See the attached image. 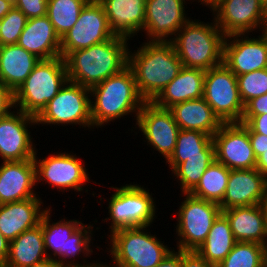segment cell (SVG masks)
I'll return each instance as SVG.
<instances>
[{
  "instance_id": "cell-34",
  "label": "cell",
  "mask_w": 267,
  "mask_h": 267,
  "mask_svg": "<svg viewBox=\"0 0 267 267\" xmlns=\"http://www.w3.org/2000/svg\"><path fill=\"white\" fill-rule=\"evenodd\" d=\"M85 0H48L47 16L60 38L77 22Z\"/></svg>"
},
{
  "instance_id": "cell-20",
  "label": "cell",
  "mask_w": 267,
  "mask_h": 267,
  "mask_svg": "<svg viewBox=\"0 0 267 267\" xmlns=\"http://www.w3.org/2000/svg\"><path fill=\"white\" fill-rule=\"evenodd\" d=\"M36 167L33 159L8 161L0 165V204L39 196L34 191Z\"/></svg>"
},
{
  "instance_id": "cell-8",
  "label": "cell",
  "mask_w": 267,
  "mask_h": 267,
  "mask_svg": "<svg viewBox=\"0 0 267 267\" xmlns=\"http://www.w3.org/2000/svg\"><path fill=\"white\" fill-rule=\"evenodd\" d=\"M184 196L177 211L176 248L182 251H196L206 240L213 222L222 212L219 204L199 199L190 193Z\"/></svg>"
},
{
  "instance_id": "cell-13",
  "label": "cell",
  "mask_w": 267,
  "mask_h": 267,
  "mask_svg": "<svg viewBox=\"0 0 267 267\" xmlns=\"http://www.w3.org/2000/svg\"><path fill=\"white\" fill-rule=\"evenodd\" d=\"M115 37L102 4H86L77 22L61 38V57Z\"/></svg>"
},
{
  "instance_id": "cell-41",
  "label": "cell",
  "mask_w": 267,
  "mask_h": 267,
  "mask_svg": "<svg viewBox=\"0 0 267 267\" xmlns=\"http://www.w3.org/2000/svg\"><path fill=\"white\" fill-rule=\"evenodd\" d=\"M240 123L246 124L255 133L267 136V114L243 116Z\"/></svg>"
},
{
  "instance_id": "cell-47",
  "label": "cell",
  "mask_w": 267,
  "mask_h": 267,
  "mask_svg": "<svg viewBox=\"0 0 267 267\" xmlns=\"http://www.w3.org/2000/svg\"><path fill=\"white\" fill-rule=\"evenodd\" d=\"M256 169L267 178V149L256 159Z\"/></svg>"
},
{
  "instance_id": "cell-46",
  "label": "cell",
  "mask_w": 267,
  "mask_h": 267,
  "mask_svg": "<svg viewBox=\"0 0 267 267\" xmlns=\"http://www.w3.org/2000/svg\"><path fill=\"white\" fill-rule=\"evenodd\" d=\"M9 240L0 231V264L4 265L9 254Z\"/></svg>"
},
{
  "instance_id": "cell-3",
  "label": "cell",
  "mask_w": 267,
  "mask_h": 267,
  "mask_svg": "<svg viewBox=\"0 0 267 267\" xmlns=\"http://www.w3.org/2000/svg\"><path fill=\"white\" fill-rule=\"evenodd\" d=\"M90 98L93 129L128 115L137 119L146 102L139 94L134 74L128 66L91 87Z\"/></svg>"
},
{
  "instance_id": "cell-10",
  "label": "cell",
  "mask_w": 267,
  "mask_h": 267,
  "mask_svg": "<svg viewBox=\"0 0 267 267\" xmlns=\"http://www.w3.org/2000/svg\"><path fill=\"white\" fill-rule=\"evenodd\" d=\"M203 98L223 123L241 122L245 106L237 78L224 63L205 72Z\"/></svg>"
},
{
  "instance_id": "cell-37",
  "label": "cell",
  "mask_w": 267,
  "mask_h": 267,
  "mask_svg": "<svg viewBox=\"0 0 267 267\" xmlns=\"http://www.w3.org/2000/svg\"><path fill=\"white\" fill-rule=\"evenodd\" d=\"M244 106L252 99L267 93V68L236 76Z\"/></svg>"
},
{
  "instance_id": "cell-44",
  "label": "cell",
  "mask_w": 267,
  "mask_h": 267,
  "mask_svg": "<svg viewBox=\"0 0 267 267\" xmlns=\"http://www.w3.org/2000/svg\"><path fill=\"white\" fill-rule=\"evenodd\" d=\"M249 138L256 159L267 149V136L253 132L248 127Z\"/></svg>"
},
{
  "instance_id": "cell-38",
  "label": "cell",
  "mask_w": 267,
  "mask_h": 267,
  "mask_svg": "<svg viewBox=\"0 0 267 267\" xmlns=\"http://www.w3.org/2000/svg\"><path fill=\"white\" fill-rule=\"evenodd\" d=\"M27 20L25 14L13 6L0 20V43L3 46L17 44Z\"/></svg>"
},
{
  "instance_id": "cell-39",
  "label": "cell",
  "mask_w": 267,
  "mask_h": 267,
  "mask_svg": "<svg viewBox=\"0 0 267 267\" xmlns=\"http://www.w3.org/2000/svg\"><path fill=\"white\" fill-rule=\"evenodd\" d=\"M48 0H18L15 7L30 19L47 15Z\"/></svg>"
},
{
  "instance_id": "cell-23",
  "label": "cell",
  "mask_w": 267,
  "mask_h": 267,
  "mask_svg": "<svg viewBox=\"0 0 267 267\" xmlns=\"http://www.w3.org/2000/svg\"><path fill=\"white\" fill-rule=\"evenodd\" d=\"M146 0H105L102 3L115 36L132 40L145 24Z\"/></svg>"
},
{
  "instance_id": "cell-55",
  "label": "cell",
  "mask_w": 267,
  "mask_h": 267,
  "mask_svg": "<svg viewBox=\"0 0 267 267\" xmlns=\"http://www.w3.org/2000/svg\"><path fill=\"white\" fill-rule=\"evenodd\" d=\"M12 6H15L18 0H6Z\"/></svg>"
},
{
  "instance_id": "cell-4",
  "label": "cell",
  "mask_w": 267,
  "mask_h": 267,
  "mask_svg": "<svg viewBox=\"0 0 267 267\" xmlns=\"http://www.w3.org/2000/svg\"><path fill=\"white\" fill-rule=\"evenodd\" d=\"M192 18L171 40L183 67L207 71L223 63L224 33L213 22Z\"/></svg>"
},
{
  "instance_id": "cell-51",
  "label": "cell",
  "mask_w": 267,
  "mask_h": 267,
  "mask_svg": "<svg viewBox=\"0 0 267 267\" xmlns=\"http://www.w3.org/2000/svg\"><path fill=\"white\" fill-rule=\"evenodd\" d=\"M105 0H85L86 4H102Z\"/></svg>"
},
{
  "instance_id": "cell-28",
  "label": "cell",
  "mask_w": 267,
  "mask_h": 267,
  "mask_svg": "<svg viewBox=\"0 0 267 267\" xmlns=\"http://www.w3.org/2000/svg\"><path fill=\"white\" fill-rule=\"evenodd\" d=\"M41 223L24 231L9 242V254L4 267H30L47 259Z\"/></svg>"
},
{
  "instance_id": "cell-27",
  "label": "cell",
  "mask_w": 267,
  "mask_h": 267,
  "mask_svg": "<svg viewBox=\"0 0 267 267\" xmlns=\"http://www.w3.org/2000/svg\"><path fill=\"white\" fill-rule=\"evenodd\" d=\"M40 60L18 44L4 45L0 58V82L14 93Z\"/></svg>"
},
{
  "instance_id": "cell-5",
  "label": "cell",
  "mask_w": 267,
  "mask_h": 267,
  "mask_svg": "<svg viewBox=\"0 0 267 267\" xmlns=\"http://www.w3.org/2000/svg\"><path fill=\"white\" fill-rule=\"evenodd\" d=\"M148 226L123 228L107 235L111 267H155L173 249L151 234Z\"/></svg>"
},
{
  "instance_id": "cell-59",
  "label": "cell",
  "mask_w": 267,
  "mask_h": 267,
  "mask_svg": "<svg viewBox=\"0 0 267 267\" xmlns=\"http://www.w3.org/2000/svg\"><path fill=\"white\" fill-rule=\"evenodd\" d=\"M264 32L267 34V21H266V26Z\"/></svg>"
},
{
  "instance_id": "cell-21",
  "label": "cell",
  "mask_w": 267,
  "mask_h": 267,
  "mask_svg": "<svg viewBox=\"0 0 267 267\" xmlns=\"http://www.w3.org/2000/svg\"><path fill=\"white\" fill-rule=\"evenodd\" d=\"M43 204L40 196L0 204V231L4 237L12 241L24 231L39 225L48 209Z\"/></svg>"
},
{
  "instance_id": "cell-24",
  "label": "cell",
  "mask_w": 267,
  "mask_h": 267,
  "mask_svg": "<svg viewBox=\"0 0 267 267\" xmlns=\"http://www.w3.org/2000/svg\"><path fill=\"white\" fill-rule=\"evenodd\" d=\"M229 221L237 242H253L265 245L266 213L265 203L238 206L222 210Z\"/></svg>"
},
{
  "instance_id": "cell-6",
  "label": "cell",
  "mask_w": 267,
  "mask_h": 267,
  "mask_svg": "<svg viewBox=\"0 0 267 267\" xmlns=\"http://www.w3.org/2000/svg\"><path fill=\"white\" fill-rule=\"evenodd\" d=\"M68 81L65 59L61 56L40 60L24 83L14 92V105L37 117Z\"/></svg>"
},
{
  "instance_id": "cell-17",
  "label": "cell",
  "mask_w": 267,
  "mask_h": 267,
  "mask_svg": "<svg viewBox=\"0 0 267 267\" xmlns=\"http://www.w3.org/2000/svg\"><path fill=\"white\" fill-rule=\"evenodd\" d=\"M232 34L225 37L223 63L236 75L267 68V34Z\"/></svg>"
},
{
  "instance_id": "cell-1",
  "label": "cell",
  "mask_w": 267,
  "mask_h": 267,
  "mask_svg": "<svg viewBox=\"0 0 267 267\" xmlns=\"http://www.w3.org/2000/svg\"><path fill=\"white\" fill-rule=\"evenodd\" d=\"M128 67L139 94L146 102H152L183 66L171 41H147L137 51L128 50Z\"/></svg>"
},
{
  "instance_id": "cell-35",
  "label": "cell",
  "mask_w": 267,
  "mask_h": 267,
  "mask_svg": "<svg viewBox=\"0 0 267 267\" xmlns=\"http://www.w3.org/2000/svg\"><path fill=\"white\" fill-rule=\"evenodd\" d=\"M202 152H215L213 137L197 130L180 129L170 157L202 156Z\"/></svg>"
},
{
  "instance_id": "cell-32",
  "label": "cell",
  "mask_w": 267,
  "mask_h": 267,
  "mask_svg": "<svg viewBox=\"0 0 267 267\" xmlns=\"http://www.w3.org/2000/svg\"><path fill=\"white\" fill-rule=\"evenodd\" d=\"M229 175L230 169L214 160L190 194L199 199L220 204L224 198Z\"/></svg>"
},
{
  "instance_id": "cell-48",
  "label": "cell",
  "mask_w": 267,
  "mask_h": 267,
  "mask_svg": "<svg viewBox=\"0 0 267 267\" xmlns=\"http://www.w3.org/2000/svg\"><path fill=\"white\" fill-rule=\"evenodd\" d=\"M30 267H60V266L52 258H47L31 265Z\"/></svg>"
},
{
  "instance_id": "cell-42",
  "label": "cell",
  "mask_w": 267,
  "mask_h": 267,
  "mask_svg": "<svg viewBox=\"0 0 267 267\" xmlns=\"http://www.w3.org/2000/svg\"><path fill=\"white\" fill-rule=\"evenodd\" d=\"M182 267H217L207 262L197 251H182Z\"/></svg>"
},
{
  "instance_id": "cell-54",
  "label": "cell",
  "mask_w": 267,
  "mask_h": 267,
  "mask_svg": "<svg viewBox=\"0 0 267 267\" xmlns=\"http://www.w3.org/2000/svg\"><path fill=\"white\" fill-rule=\"evenodd\" d=\"M101 263V264H100ZM103 262H99L96 266H94V267H111V266H109V265H107V263H104V264H102Z\"/></svg>"
},
{
  "instance_id": "cell-43",
  "label": "cell",
  "mask_w": 267,
  "mask_h": 267,
  "mask_svg": "<svg viewBox=\"0 0 267 267\" xmlns=\"http://www.w3.org/2000/svg\"><path fill=\"white\" fill-rule=\"evenodd\" d=\"M15 108L14 93L0 82V117L6 116Z\"/></svg>"
},
{
  "instance_id": "cell-31",
  "label": "cell",
  "mask_w": 267,
  "mask_h": 267,
  "mask_svg": "<svg viewBox=\"0 0 267 267\" xmlns=\"http://www.w3.org/2000/svg\"><path fill=\"white\" fill-rule=\"evenodd\" d=\"M214 160L215 152H202V156L170 157L165 163L169 165L175 180H178L180 193H190Z\"/></svg>"
},
{
  "instance_id": "cell-40",
  "label": "cell",
  "mask_w": 267,
  "mask_h": 267,
  "mask_svg": "<svg viewBox=\"0 0 267 267\" xmlns=\"http://www.w3.org/2000/svg\"><path fill=\"white\" fill-rule=\"evenodd\" d=\"M267 114V93L250 100L244 107L243 116Z\"/></svg>"
},
{
  "instance_id": "cell-26",
  "label": "cell",
  "mask_w": 267,
  "mask_h": 267,
  "mask_svg": "<svg viewBox=\"0 0 267 267\" xmlns=\"http://www.w3.org/2000/svg\"><path fill=\"white\" fill-rule=\"evenodd\" d=\"M169 110L182 130H197L213 137L223 124L203 97L175 104Z\"/></svg>"
},
{
  "instance_id": "cell-15",
  "label": "cell",
  "mask_w": 267,
  "mask_h": 267,
  "mask_svg": "<svg viewBox=\"0 0 267 267\" xmlns=\"http://www.w3.org/2000/svg\"><path fill=\"white\" fill-rule=\"evenodd\" d=\"M36 125V117L18 109L0 117V158L3 162L24 161L35 157L38 149L28 128H36Z\"/></svg>"
},
{
  "instance_id": "cell-50",
  "label": "cell",
  "mask_w": 267,
  "mask_h": 267,
  "mask_svg": "<svg viewBox=\"0 0 267 267\" xmlns=\"http://www.w3.org/2000/svg\"><path fill=\"white\" fill-rule=\"evenodd\" d=\"M222 0H204V6L208 7L210 10Z\"/></svg>"
},
{
  "instance_id": "cell-25",
  "label": "cell",
  "mask_w": 267,
  "mask_h": 267,
  "mask_svg": "<svg viewBox=\"0 0 267 267\" xmlns=\"http://www.w3.org/2000/svg\"><path fill=\"white\" fill-rule=\"evenodd\" d=\"M205 72L198 68L182 67L178 75L152 101L160 108L203 97Z\"/></svg>"
},
{
  "instance_id": "cell-7",
  "label": "cell",
  "mask_w": 267,
  "mask_h": 267,
  "mask_svg": "<svg viewBox=\"0 0 267 267\" xmlns=\"http://www.w3.org/2000/svg\"><path fill=\"white\" fill-rule=\"evenodd\" d=\"M122 185L121 187L110 186L114 194L108 199V214L102 221L109 220L110 234L123 228L145 227L151 228L155 221L156 201L150 194V190L141 185L134 184ZM147 189V190H146Z\"/></svg>"
},
{
  "instance_id": "cell-12",
  "label": "cell",
  "mask_w": 267,
  "mask_h": 267,
  "mask_svg": "<svg viewBox=\"0 0 267 267\" xmlns=\"http://www.w3.org/2000/svg\"><path fill=\"white\" fill-rule=\"evenodd\" d=\"M211 12L225 36L265 30L267 9L261 0H222Z\"/></svg>"
},
{
  "instance_id": "cell-58",
  "label": "cell",
  "mask_w": 267,
  "mask_h": 267,
  "mask_svg": "<svg viewBox=\"0 0 267 267\" xmlns=\"http://www.w3.org/2000/svg\"><path fill=\"white\" fill-rule=\"evenodd\" d=\"M2 48H3V45L0 43V58H1Z\"/></svg>"
},
{
  "instance_id": "cell-57",
  "label": "cell",
  "mask_w": 267,
  "mask_h": 267,
  "mask_svg": "<svg viewBox=\"0 0 267 267\" xmlns=\"http://www.w3.org/2000/svg\"><path fill=\"white\" fill-rule=\"evenodd\" d=\"M261 2L265 6V8L267 9V0H261Z\"/></svg>"
},
{
  "instance_id": "cell-53",
  "label": "cell",
  "mask_w": 267,
  "mask_h": 267,
  "mask_svg": "<svg viewBox=\"0 0 267 267\" xmlns=\"http://www.w3.org/2000/svg\"><path fill=\"white\" fill-rule=\"evenodd\" d=\"M262 267H267V251H266L264 258H263Z\"/></svg>"
},
{
  "instance_id": "cell-22",
  "label": "cell",
  "mask_w": 267,
  "mask_h": 267,
  "mask_svg": "<svg viewBox=\"0 0 267 267\" xmlns=\"http://www.w3.org/2000/svg\"><path fill=\"white\" fill-rule=\"evenodd\" d=\"M17 44L41 60L61 56V38L47 15L28 19Z\"/></svg>"
},
{
  "instance_id": "cell-30",
  "label": "cell",
  "mask_w": 267,
  "mask_h": 267,
  "mask_svg": "<svg viewBox=\"0 0 267 267\" xmlns=\"http://www.w3.org/2000/svg\"><path fill=\"white\" fill-rule=\"evenodd\" d=\"M236 240L226 216L221 212L204 243L196 250L207 262L218 266L231 252Z\"/></svg>"
},
{
  "instance_id": "cell-14",
  "label": "cell",
  "mask_w": 267,
  "mask_h": 267,
  "mask_svg": "<svg viewBox=\"0 0 267 267\" xmlns=\"http://www.w3.org/2000/svg\"><path fill=\"white\" fill-rule=\"evenodd\" d=\"M135 127L142 133L147 142L154 150L161 154L167 161L173 154L177 135L180 130L169 109L160 108L153 102H145L135 119Z\"/></svg>"
},
{
  "instance_id": "cell-56",
  "label": "cell",
  "mask_w": 267,
  "mask_h": 267,
  "mask_svg": "<svg viewBox=\"0 0 267 267\" xmlns=\"http://www.w3.org/2000/svg\"><path fill=\"white\" fill-rule=\"evenodd\" d=\"M186 1H187V2H188V1L191 2L192 0H186ZM194 1H195V2H198V3L201 2L200 4H203L202 6H204V0H198V1H197V0H193L192 2H194Z\"/></svg>"
},
{
  "instance_id": "cell-2",
  "label": "cell",
  "mask_w": 267,
  "mask_h": 267,
  "mask_svg": "<svg viewBox=\"0 0 267 267\" xmlns=\"http://www.w3.org/2000/svg\"><path fill=\"white\" fill-rule=\"evenodd\" d=\"M129 39L115 36L71 52L66 58L68 80L91 88L128 66Z\"/></svg>"
},
{
  "instance_id": "cell-29",
  "label": "cell",
  "mask_w": 267,
  "mask_h": 267,
  "mask_svg": "<svg viewBox=\"0 0 267 267\" xmlns=\"http://www.w3.org/2000/svg\"><path fill=\"white\" fill-rule=\"evenodd\" d=\"M51 211V207L48 206L40 220L45 249L48 258H52L60 267H65L67 239L82 224V221L79 219L67 221L66 218H63L55 222L51 219V216H53Z\"/></svg>"
},
{
  "instance_id": "cell-19",
  "label": "cell",
  "mask_w": 267,
  "mask_h": 267,
  "mask_svg": "<svg viewBox=\"0 0 267 267\" xmlns=\"http://www.w3.org/2000/svg\"><path fill=\"white\" fill-rule=\"evenodd\" d=\"M267 201V178L256 168L230 170L221 210L238 206L264 204Z\"/></svg>"
},
{
  "instance_id": "cell-52",
  "label": "cell",
  "mask_w": 267,
  "mask_h": 267,
  "mask_svg": "<svg viewBox=\"0 0 267 267\" xmlns=\"http://www.w3.org/2000/svg\"><path fill=\"white\" fill-rule=\"evenodd\" d=\"M265 213H266V241H265V249L267 251V201L265 202Z\"/></svg>"
},
{
  "instance_id": "cell-11",
  "label": "cell",
  "mask_w": 267,
  "mask_h": 267,
  "mask_svg": "<svg viewBox=\"0 0 267 267\" xmlns=\"http://www.w3.org/2000/svg\"><path fill=\"white\" fill-rule=\"evenodd\" d=\"M36 150L33 158L36 167V185L45 182L50 187L59 189V192H83L86 183L90 181L88 169L76 154L55 152L43 157H37ZM84 187V188H83ZM61 190V191H60Z\"/></svg>"
},
{
  "instance_id": "cell-49",
  "label": "cell",
  "mask_w": 267,
  "mask_h": 267,
  "mask_svg": "<svg viewBox=\"0 0 267 267\" xmlns=\"http://www.w3.org/2000/svg\"><path fill=\"white\" fill-rule=\"evenodd\" d=\"M13 6L6 0H0V20L10 11Z\"/></svg>"
},
{
  "instance_id": "cell-36",
  "label": "cell",
  "mask_w": 267,
  "mask_h": 267,
  "mask_svg": "<svg viewBox=\"0 0 267 267\" xmlns=\"http://www.w3.org/2000/svg\"><path fill=\"white\" fill-rule=\"evenodd\" d=\"M265 246L253 242H236L217 267H262Z\"/></svg>"
},
{
  "instance_id": "cell-16",
  "label": "cell",
  "mask_w": 267,
  "mask_h": 267,
  "mask_svg": "<svg viewBox=\"0 0 267 267\" xmlns=\"http://www.w3.org/2000/svg\"><path fill=\"white\" fill-rule=\"evenodd\" d=\"M215 160L230 170L256 168V157L248 126L240 122L223 123L213 135Z\"/></svg>"
},
{
  "instance_id": "cell-33",
  "label": "cell",
  "mask_w": 267,
  "mask_h": 267,
  "mask_svg": "<svg viewBox=\"0 0 267 267\" xmlns=\"http://www.w3.org/2000/svg\"><path fill=\"white\" fill-rule=\"evenodd\" d=\"M93 228V224L85 225L82 223L67 239L65 251V267H94L98 264L97 260L96 262L93 261L94 263H87V260L85 259L87 257H90L93 253L92 248H90V244H93L92 236L95 233L93 231ZM82 254L85 258H83V263L81 264L79 263V261L75 260V258L77 257L76 259H78V257H81Z\"/></svg>"
},
{
  "instance_id": "cell-18",
  "label": "cell",
  "mask_w": 267,
  "mask_h": 267,
  "mask_svg": "<svg viewBox=\"0 0 267 267\" xmlns=\"http://www.w3.org/2000/svg\"><path fill=\"white\" fill-rule=\"evenodd\" d=\"M186 0H146V41H171L191 18L187 17Z\"/></svg>"
},
{
  "instance_id": "cell-45",
  "label": "cell",
  "mask_w": 267,
  "mask_h": 267,
  "mask_svg": "<svg viewBox=\"0 0 267 267\" xmlns=\"http://www.w3.org/2000/svg\"><path fill=\"white\" fill-rule=\"evenodd\" d=\"M174 249L155 267H182V250Z\"/></svg>"
},
{
  "instance_id": "cell-9",
  "label": "cell",
  "mask_w": 267,
  "mask_h": 267,
  "mask_svg": "<svg viewBox=\"0 0 267 267\" xmlns=\"http://www.w3.org/2000/svg\"><path fill=\"white\" fill-rule=\"evenodd\" d=\"M90 100V88L68 80L36 117L37 125H79L92 129Z\"/></svg>"
}]
</instances>
